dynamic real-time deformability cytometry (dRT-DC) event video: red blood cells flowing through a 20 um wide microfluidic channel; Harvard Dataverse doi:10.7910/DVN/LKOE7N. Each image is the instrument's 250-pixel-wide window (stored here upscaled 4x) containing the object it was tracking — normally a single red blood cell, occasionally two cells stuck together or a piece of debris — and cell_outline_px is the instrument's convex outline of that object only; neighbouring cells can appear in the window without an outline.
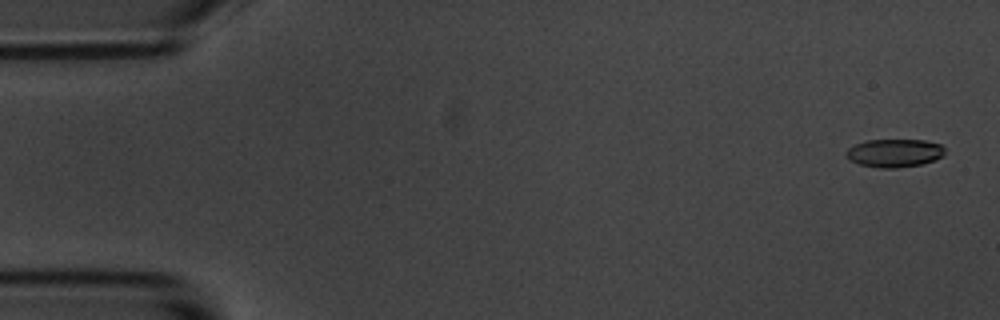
{"species": "common noctule bat (a hibernating species)", "species_latin": "Nyctalus noctula", "temperature_condition": "room temperature", "stored_images_in_passage": 6, "camera_frame_rate_fps": 3000, "um_per_image_px": 0.085, "animal": {"sex": "male", "body_mass_g": 20.1, "forearm_length_mm": 53.5}, "frame": {"image": 1, "passage_image": 1, "time_ms": 0.0, "image_size_px": [1000, 320], "cell_outline_px": [[944, 156], [936, 160], [920, 164], [896, 168], [880, 168], [860, 164], [848, 160], [844, 152], [848, 148], [864, 140], [924, 140], [940, 144], [944, 148]], "centroid_in_image_um": [76.01, 13.0], "position_along_channel_um": 9.0, "area_um2": 16.3}}
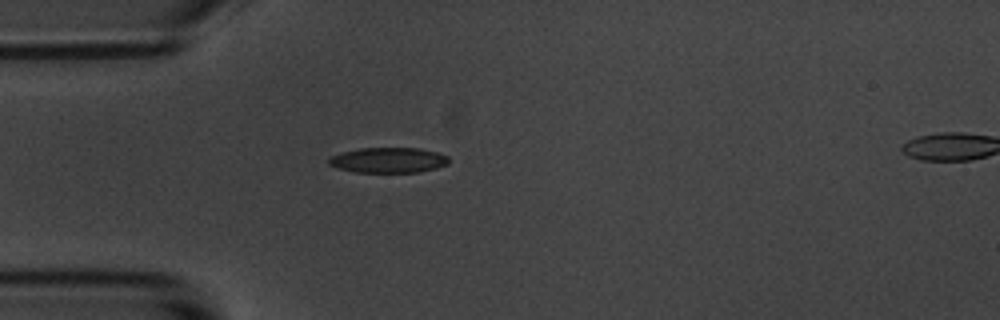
{"frame": {"image": 2, "passage_image": 5, "time_ms": 4.667, "image_size_px": [1000, 320], "cell_outline_px": [[448, 164], [436, 168], [420, 172], [356, 172], [340, 168], [328, 164], [328, 160], [332, 156], [340, 152], [360, 148], [420, 148], [436, 152], [448, 156]], "centroid_in_image_um": [33.02, 13.61], "position_along_channel_um": 52.0, "area_um2": 17.63}}